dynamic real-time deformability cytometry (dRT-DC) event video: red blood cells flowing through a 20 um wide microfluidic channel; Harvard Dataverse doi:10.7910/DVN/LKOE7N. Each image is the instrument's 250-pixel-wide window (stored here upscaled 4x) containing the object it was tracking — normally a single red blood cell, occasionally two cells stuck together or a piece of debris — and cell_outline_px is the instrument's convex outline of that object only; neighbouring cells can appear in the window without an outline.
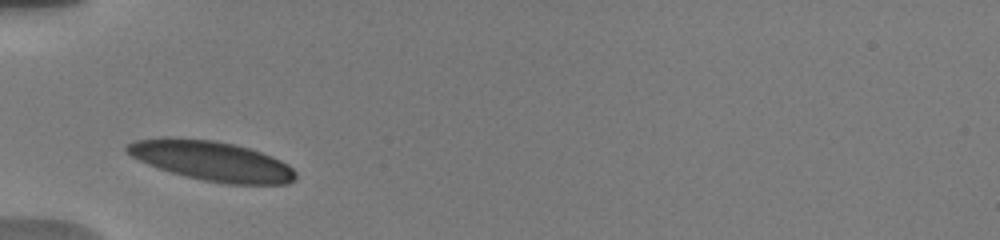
{"species": "human", "species_latin": "Homo sapiens", "temperature_condition": "warm", "stored_images_in_passage": 16, "camera_frame_rate_fps": 3000, "um_per_image_px": 0.085, "donor": {"sex": "male"}, "frame": {"image": 1, "passage_image": 1, "time_ms": 0.0, "image_size_px": [1000, 240], "cell_outline_px": [[296, 180], [288, 184], [228, 184], [204, 180], [172, 172], [148, 164], [132, 156], [124, 148], [128, 144], [136, 140], [160, 136], [168, 136], [212, 140], [232, 144], [248, 148], [272, 156], [288, 164], [296, 172]], "centroid_in_image_um": [18.01, 13.66], "position_along_channel_um": 67.0, "area_um2": 38.9}}
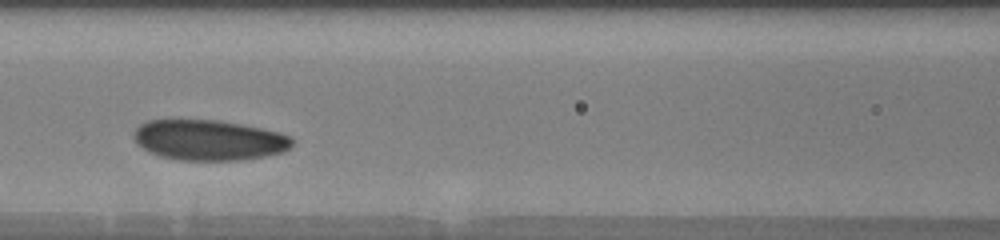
{"frame": {"image": 2, "passage_image": 11, "time_ms": 2.333, "image_size_px": [1000, 240], "cell_outline_px": [[292, 144], [284, 152], [264, 156], [240, 160], [176, 160], [160, 156], [144, 148], [136, 140], [136, 128], [140, 124], [148, 120], [216, 120], [240, 124], [280, 132], [288, 136], [292, 140]], "centroid_in_image_um": [17.78, 11.91], "position_along_channel_um": 148.8, "area_um2": 36.82}}
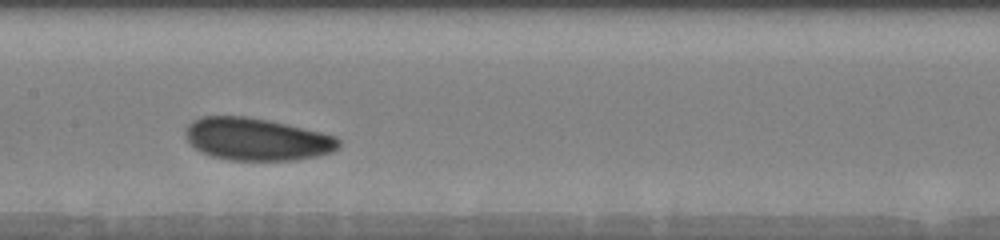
{"frame": {"image": 3, "passage_image": 15, "time_ms": 3.333, "image_size_px": [1000, 240], "cell_outline_px": [[340, 148], [332, 152], [316, 156], [292, 160], [232, 160], [212, 156], [200, 152], [184, 136], [184, 128], [192, 120], [200, 116], [244, 116], [268, 120], [320, 132], [336, 136], [340, 140]], "centroid_in_image_um": [21.8, 11.83], "position_along_channel_um": 185.6, "area_um2": 37.92}}